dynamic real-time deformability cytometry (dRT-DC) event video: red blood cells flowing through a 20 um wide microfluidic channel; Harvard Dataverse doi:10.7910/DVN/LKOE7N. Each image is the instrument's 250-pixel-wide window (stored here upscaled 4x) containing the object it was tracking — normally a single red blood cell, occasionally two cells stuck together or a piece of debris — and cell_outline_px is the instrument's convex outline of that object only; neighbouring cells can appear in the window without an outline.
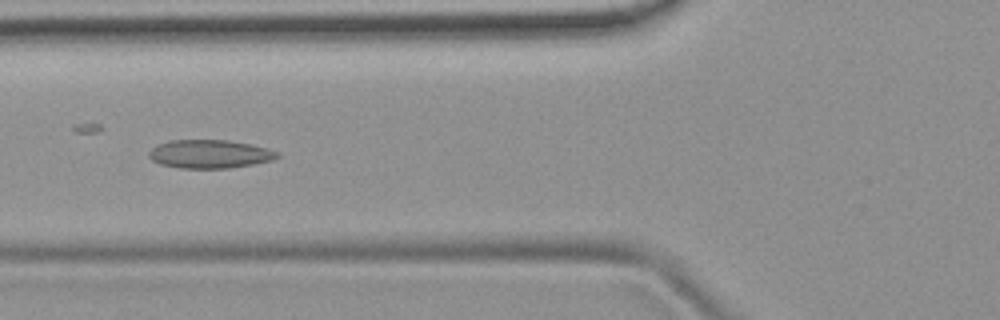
{"species": "common noctule bat (a hibernating species)", "species_latin": "Nyctalus noctula", "temperature_condition": "room temperature", "stored_images_in_passage": 9, "camera_frame_rate_fps": 3000, "um_per_image_px": 0.085, "animal": {"sex": "female", "body_mass_g": 19.9}, "frame": {"image": 1, "passage_image": 6, "time_ms": 5.667, "image_size_px": [1000, 320], "cell_outline_px": [[280, 156], [272, 160], [252, 164], [228, 168], [180, 168], [160, 164], [152, 160], [148, 156], [148, 152], [152, 148], [168, 140], [228, 140], [268, 148], [280, 152]], "centroid_in_image_um": [17.82, 13.09], "position_along_channel_um": 108.0, "area_um2": 21.21}}
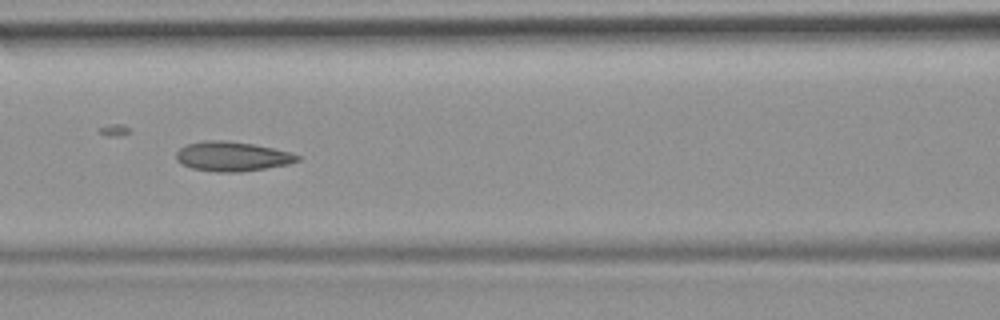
{"frame": {"image": 2, "passage_image": 7, "time_ms": 6.667, "image_size_px": [1000, 320], "cell_outline_px": [[300, 160], [288, 164], [240, 172], [216, 172], [192, 168], [176, 160], [176, 152], [180, 148], [188, 144], [204, 140], [224, 140], [252, 144], [272, 148], [288, 152], [300, 156]], "centroid_in_image_um": [19.71, 13.29], "position_along_channel_um": 146.9, "area_um2": 20.63}}
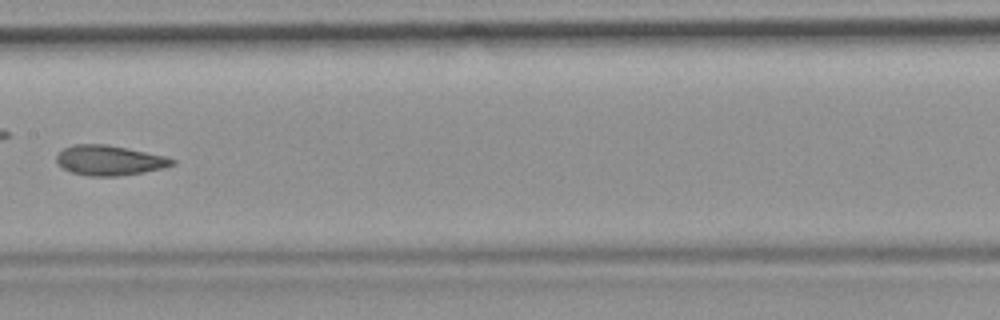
{"frame": {"image": 3, "passage_image": 8, "time_ms": 8.0, "image_size_px": [1000, 320], "cell_outline_px": [[176, 164], [164, 168], [144, 172], [116, 176], [88, 176], [72, 172], [56, 164], [56, 156], [64, 148], [72, 144], [108, 144], [164, 156], [176, 160]], "centroid_in_image_um": [9.29, 13.63], "position_along_channel_um": 198.1, "area_um2": 20.23}}